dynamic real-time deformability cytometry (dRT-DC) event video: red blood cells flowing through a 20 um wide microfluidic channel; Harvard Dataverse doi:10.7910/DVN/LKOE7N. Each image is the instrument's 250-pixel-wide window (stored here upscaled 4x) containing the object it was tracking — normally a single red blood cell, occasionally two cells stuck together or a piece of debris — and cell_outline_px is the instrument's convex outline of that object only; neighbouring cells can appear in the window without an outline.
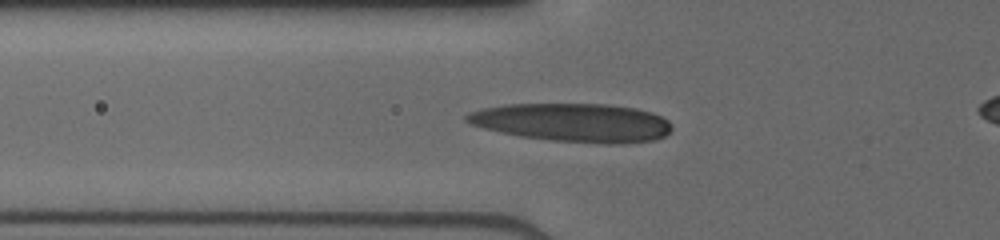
{"species": "human", "species_latin": "Homo sapiens", "temperature_condition": "cold", "stored_images_in_passage": 29, "camera_frame_rate_fps": 3000, "um_per_image_px": 0.085, "donor": {"sex": "male"}, "frame": {"image": 1, "passage_image": 2, "time_ms": 0.333, "image_size_px": [1000, 240], "cell_outline_px": [[672, 128], [664, 136], [656, 140], [620, 144], [604, 144], [548, 140], [520, 136], [500, 132], [484, 128], [472, 124], [464, 120], [464, 116], [468, 112], [484, 108], [504, 104], [608, 104], [636, 108], [652, 112], [668, 120]], "centroid_in_image_um": [48.7, 10.42], "position_along_channel_um": 77.1, "area_um2": 46.3}}
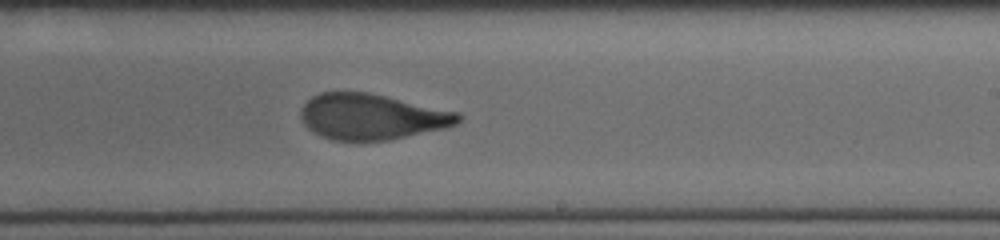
{"frame": {"image": 2, "passage_image": 15, "time_ms": 4.667, "image_size_px": [1000, 240], "cell_outline_px": [[460, 120], [456, 124], [444, 128], [388, 140], [332, 140], [320, 136], [308, 128], [304, 124], [300, 116], [300, 112], [304, 104], [312, 96], [320, 92], [368, 92], [460, 112]], "centroid_in_image_um": [31.58, 9.91], "position_along_channel_um": 257.4, "area_um2": 41.79}}
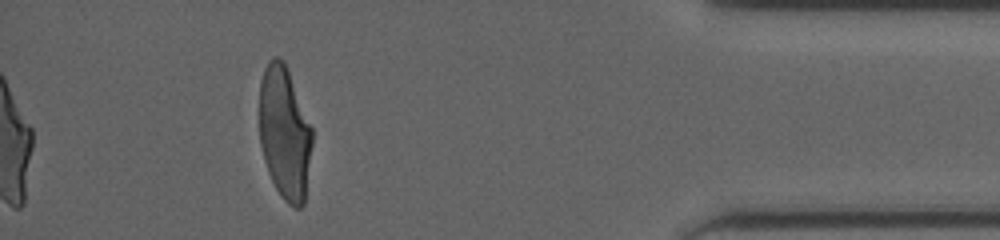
{"frame": {"image": 3, "passage_image": 29, "time_ms": 9.333, "image_size_px": [1000, 240], "cell_outline_px": [[312, 144], [304, 204], [300, 208], [296, 208], [288, 204], [280, 196], [268, 172], [264, 160], [260, 144], [260, 80], [264, 68], [268, 60], [272, 56], [276, 56], [284, 60], [288, 68], [312, 128]], "centroid_in_image_um": [24.19, 11.28], "position_along_channel_um": 411.0, "area_um2": 41.15}}